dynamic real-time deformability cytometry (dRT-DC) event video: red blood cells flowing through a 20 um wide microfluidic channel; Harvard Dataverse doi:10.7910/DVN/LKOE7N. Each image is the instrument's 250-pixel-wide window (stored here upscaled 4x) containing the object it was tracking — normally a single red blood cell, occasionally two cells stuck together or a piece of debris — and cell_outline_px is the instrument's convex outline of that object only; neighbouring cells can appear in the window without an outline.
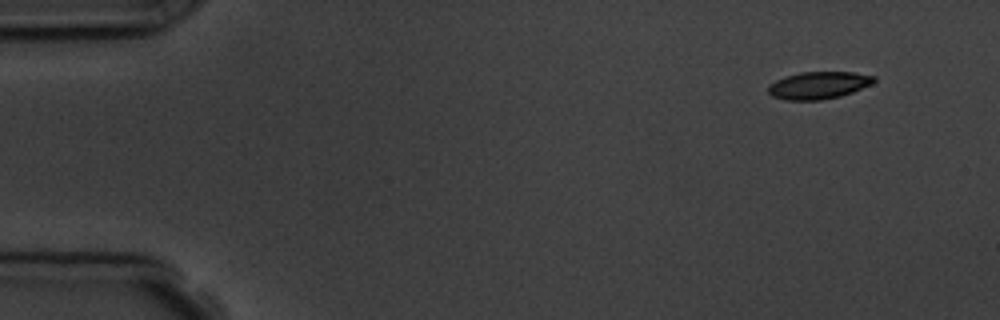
{"species": "common noctule bat (a hibernating species)", "species_latin": "Nyctalus noctula", "temperature_condition": "room temperature", "stored_images_in_passage": 5, "segment_of_instrument_passage": [2, 2], "camera_frame_rate_fps": 3000, "um_per_image_px": 0.085, "animal": {"sex": "male", "body_mass_g": 19.5, "forearm_length_mm": 54.6}, "frame": {"image": 1, "passage_image": 5, "time_ms": 4.667, "image_size_px": [1000, 320], "cell_outline_px": [[876, 80], [872, 84], [852, 92], [840, 96], [820, 100], [784, 100], [772, 96], [768, 92], [768, 84], [784, 76], [800, 72], [852, 72], [876, 76]], "centroid_in_image_um": [69.56, 7.24], "position_along_channel_um": 15.4, "area_um2": 16.94}}